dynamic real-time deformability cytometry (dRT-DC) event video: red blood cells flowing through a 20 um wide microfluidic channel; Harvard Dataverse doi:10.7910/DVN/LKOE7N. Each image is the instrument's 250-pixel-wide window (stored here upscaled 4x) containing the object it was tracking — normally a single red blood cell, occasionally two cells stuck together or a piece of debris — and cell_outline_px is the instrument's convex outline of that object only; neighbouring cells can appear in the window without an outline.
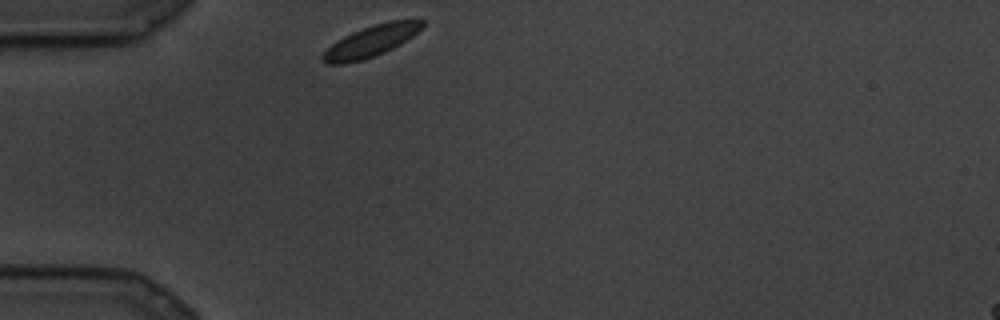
{"species": "common noctule bat (a hibernating species)", "species_latin": "Nyctalus noctula", "temperature_condition": "cold", "stored_images_in_passage": 55, "camera_frame_rate_fps": 3000, "um_per_image_px": 0.085, "animal": {"sex": "male", "body_mass_g": 19.5, "forearm_length_mm": 54.6}, "frame": {"image": 1, "passage_image": 1, "time_ms": 0.0, "image_size_px": [1000, 320], "cell_outline_px": [[424, 24], [412, 36], [400, 44], [384, 52], [360, 60], [344, 64], [324, 64], [320, 60], [320, 56], [336, 40], [352, 32], [372, 24], [388, 20], [424, 20]], "centroid_in_image_um": [31.47, 3.5], "position_along_channel_um": 53.5, "area_um2": 18.03}}
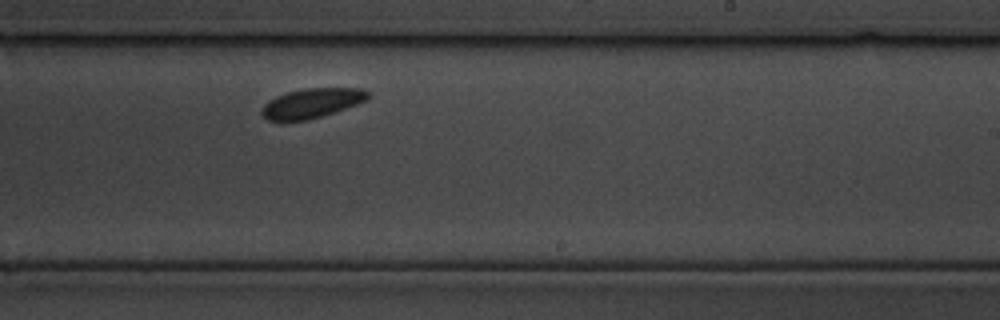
{"frame": {"image": 2, "passage_image": 34, "time_ms": 11.0, "image_size_px": [1000, 320], "cell_outline_px": [[368, 100], [308, 120], [268, 120], [260, 112], [260, 108], [268, 100], [276, 96], [288, 92], [304, 88], [360, 88], [368, 92]], "centroid_in_image_um": [26.46, 8.75], "position_along_channel_um": 262.5, "area_um2": 18.03}}
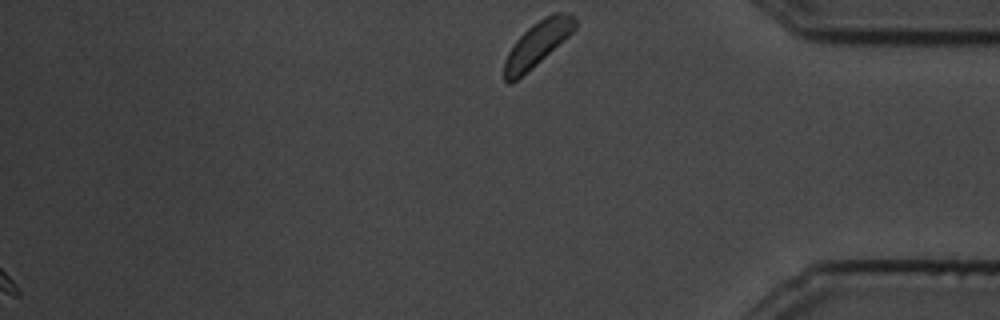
{"frame": {"image": 3, "passage_image": 55, "time_ms": 18.0, "image_size_px": [1000, 320], "cell_outline_px": [[576, 28], [568, 36], [536, 64], [512, 84], [508, 84], [504, 80], [504, 60], [508, 52], [516, 40], [532, 24], [544, 16], [552, 12], [568, 12], [576, 16]], "centroid_in_image_um": [45.67, 3.7], "position_along_channel_um": 389.5, "area_um2": 18.32}}